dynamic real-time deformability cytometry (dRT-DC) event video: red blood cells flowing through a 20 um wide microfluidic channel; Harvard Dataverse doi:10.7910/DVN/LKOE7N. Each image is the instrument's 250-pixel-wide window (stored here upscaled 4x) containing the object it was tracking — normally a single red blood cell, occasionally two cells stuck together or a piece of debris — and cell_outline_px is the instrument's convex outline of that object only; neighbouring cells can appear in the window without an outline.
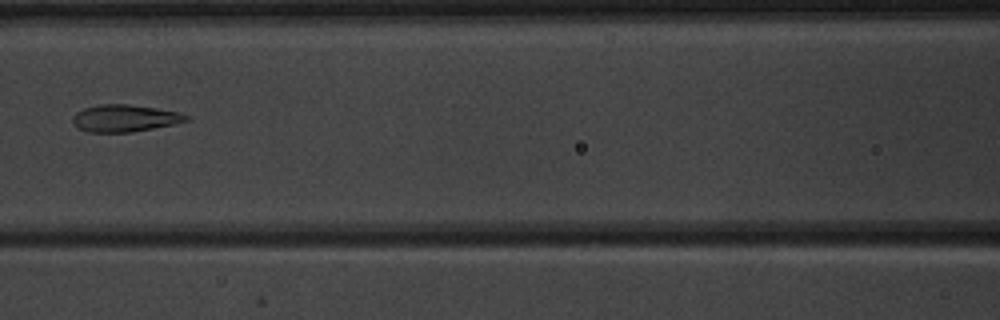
{"species": "common noctule bat (a hibernating species)", "species_latin": "Nyctalus noctula", "temperature_condition": "warm", "stored_images_in_passage": 3, "camera_frame_rate_fps": 3000, "um_per_image_px": 0.085, "animal": {"sex": "male", "body_mass_g": 20.1, "forearm_length_mm": 53.5}, "frame": {"image": 1, "passage_image": 3, "time_ms": 2.333, "image_size_px": [1000, 320], "cell_outline_px": [[192, 120], [176, 124], [132, 132], [84, 132], [76, 128], [72, 120], [72, 116], [76, 112], [84, 108], [100, 104], [128, 104], [156, 108], [180, 112], [188, 116]], "centroid_in_image_um": [10.6, 10.05], "position_along_channel_um": 156.0, "area_um2": 18.21}}